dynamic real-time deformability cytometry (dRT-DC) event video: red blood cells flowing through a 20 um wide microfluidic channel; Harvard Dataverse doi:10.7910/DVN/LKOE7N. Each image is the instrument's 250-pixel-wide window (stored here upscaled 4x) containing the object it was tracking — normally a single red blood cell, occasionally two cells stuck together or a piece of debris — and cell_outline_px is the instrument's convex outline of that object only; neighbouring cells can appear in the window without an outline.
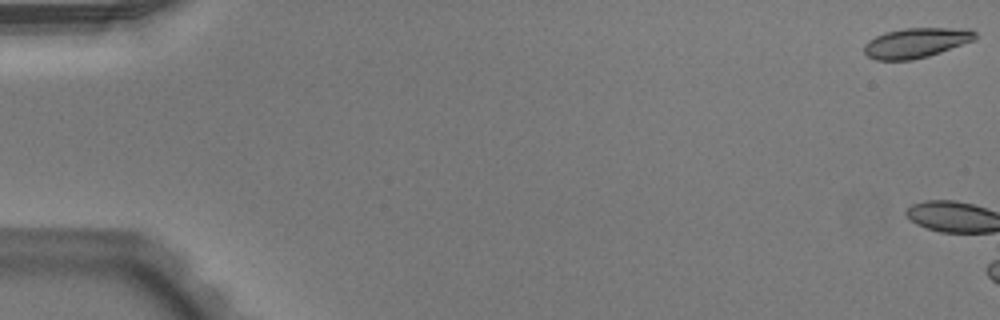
{"species": "Egyptian fruit bat (a non-hibernating species)", "species_latin": "Rousettus aegyptiacus", "temperature_condition": "warm", "stored_images_in_passage": 12, "camera_frame_rate_fps": 3000, "um_per_image_px": 0.085, "animal": {"sex": "male"}, "frame": {"image": 1, "passage_image": 1, "time_ms": 0.0, "image_size_px": [1000, 320], "cell_outline_px": [[976, 40], [928, 56], [912, 60], [876, 60], [868, 56], [864, 52], [864, 44], [868, 40], [884, 32], [904, 28], [968, 28], [976, 32]], "centroid_in_image_um": [77.87, 3.63], "position_along_channel_um": 7.1, "area_um2": 19.48}}